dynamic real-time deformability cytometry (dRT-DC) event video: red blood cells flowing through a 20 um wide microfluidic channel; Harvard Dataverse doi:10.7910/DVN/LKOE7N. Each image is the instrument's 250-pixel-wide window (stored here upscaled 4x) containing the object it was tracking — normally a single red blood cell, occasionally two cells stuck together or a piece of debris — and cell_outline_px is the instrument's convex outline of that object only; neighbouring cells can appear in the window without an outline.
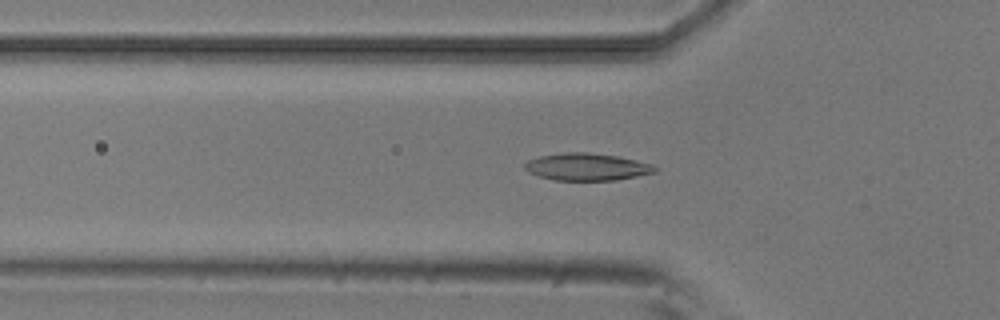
{"species": "common noctule bat (a hibernating species)", "species_latin": "Nyctalus noctula", "temperature_condition": "room temperature", "stored_images_in_passage": 32, "camera_frame_rate_fps": 3000, "um_per_image_px": 0.085, "animal": {"sex": "male", "body_mass_g": 20.5, "forearm_length_mm": 52.5}, "frame": {"image": 1, "passage_image": 3, "time_ms": 0.667, "image_size_px": [1000, 320], "cell_outline_px": [[656, 172], [616, 180], [556, 180], [536, 176], [528, 172], [524, 168], [524, 164], [528, 160], [540, 156], [564, 152], [584, 152], [616, 156], [636, 160], [652, 164], [656, 168]], "centroid_in_image_um": [49.84, 14.18], "position_along_channel_um": 76.0, "area_um2": 20.58}}
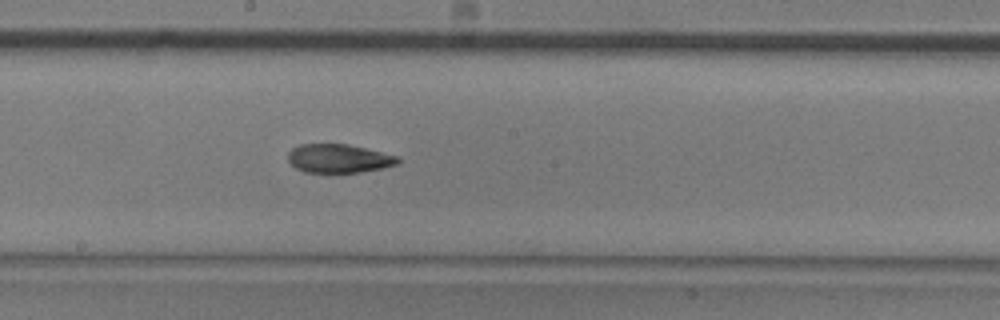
{"frame": {"image": 2, "passage_image": 14, "time_ms": 4.333, "image_size_px": [1000, 320], "cell_outline_px": [[400, 164], [360, 172], [304, 172], [296, 168], [288, 160], [288, 152], [292, 148], [300, 144], [348, 144], [396, 156], [400, 160]], "centroid_in_image_um": [28.77, 13.47], "position_along_channel_um": 219.4, "area_um2": 18.15}}
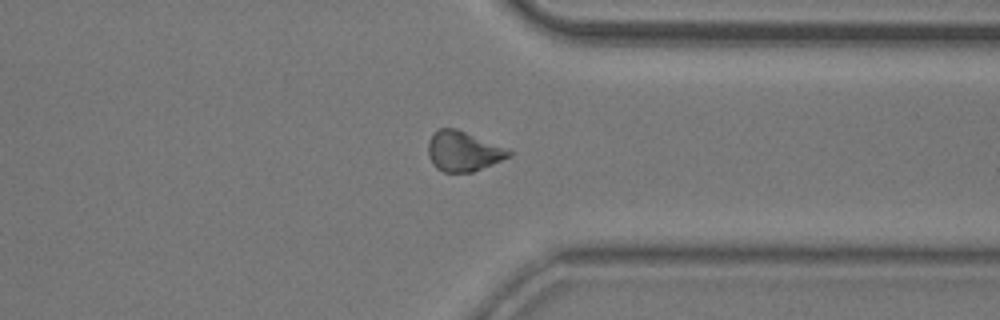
{"frame": {"image": 3, "passage_image": 26, "time_ms": 8.333, "image_size_px": [1000, 320], "cell_outline_px": [[512, 156], [472, 172], [444, 172], [436, 168], [432, 164], [428, 156], [428, 140], [440, 128], [456, 128], [508, 148], [512, 152]], "centroid_in_image_um": [39.38, 12.86], "position_along_channel_um": 372.0, "area_um2": 18.84}}